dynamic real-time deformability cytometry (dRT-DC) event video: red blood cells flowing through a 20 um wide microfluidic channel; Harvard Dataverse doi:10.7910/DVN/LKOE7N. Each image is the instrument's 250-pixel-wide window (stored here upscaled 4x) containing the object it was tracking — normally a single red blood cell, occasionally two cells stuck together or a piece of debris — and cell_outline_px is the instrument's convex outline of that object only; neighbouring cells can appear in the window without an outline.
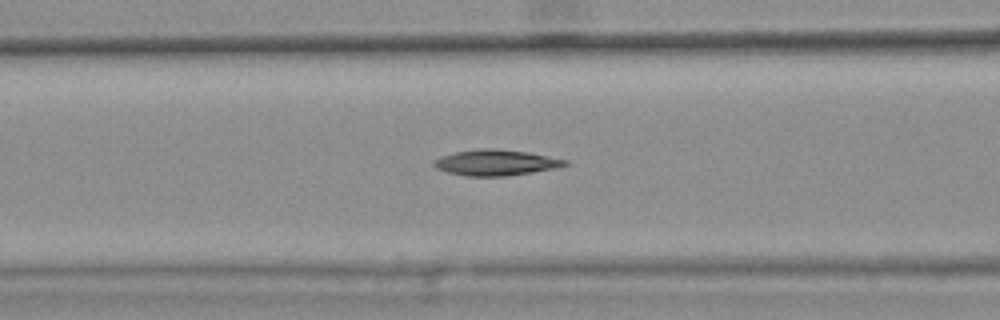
{"species": "common noctule bat (a hibernating species)", "species_latin": "Nyctalus noctula", "temperature_condition": "warm", "stored_images_in_passage": 46, "camera_frame_rate_fps": 3000, "um_per_image_px": 0.085, "animal": {"sex": "female", "body_mass_g": 25.1}, "frame": {"image": 1, "passage_image": 20, "time_ms": 6.333, "image_size_px": [1000, 320], "cell_outline_px": [[572, 164], [556, 168], [508, 176], [468, 176], [448, 172], [436, 168], [432, 164], [440, 156], [456, 152], [476, 148], [496, 148], [528, 152], [568, 160]], "centroid_in_image_um": [42.18, 13.81], "position_along_channel_um": 124.4, "area_um2": 19.83}, "authors_computed_cell_mechanics": {"area_um2": 19.5075, "velocity_mm_per_s": 3.7237, "shape_relaxation_time_tau1_ms": null, "shape_relaxation_time_tau2_ms": 9.7466, "deformation_change_tau1": null, "deformation_change_tau2": 0.2045}}